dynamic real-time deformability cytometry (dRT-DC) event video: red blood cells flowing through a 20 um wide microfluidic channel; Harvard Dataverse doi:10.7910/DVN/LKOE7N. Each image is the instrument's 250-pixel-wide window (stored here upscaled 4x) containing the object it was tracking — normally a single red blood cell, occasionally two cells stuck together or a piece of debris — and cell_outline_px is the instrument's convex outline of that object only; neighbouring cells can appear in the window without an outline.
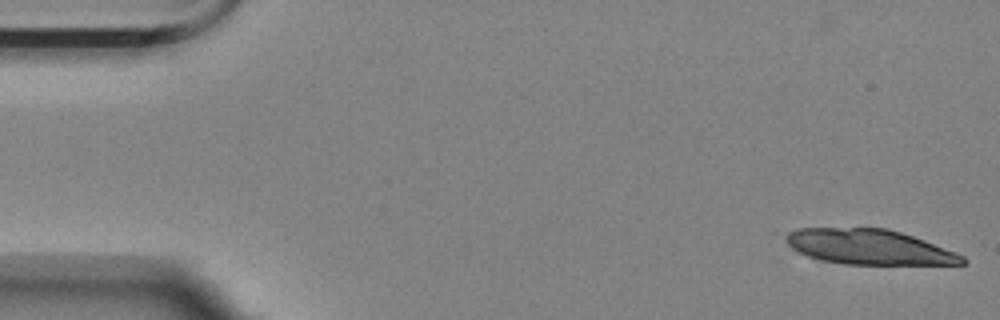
{"species": "Egyptian fruit bat (a non-hibernating species)", "species_latin": "Rousettus aegyptiacus", "temperature_condition": "room temperature", "stored_images_in_passage": 15, "camera_frame_rate_fps": 3000, "um_per_image_px": 0.085, "animal": {"sex": "female"}, "frame": {"image": 1, "passage_image": 1, "time_ms": 0.0, "image_size_px": [1000, 320], "cell_outline_px": [[968, 260], [964, 264], [844, 264], [820, 260], [808, 256], [792, 248], [772, 232], [796, 228], [888, 228], [924, 240], [956, 252], [964, 256]], "centroid_in_image_um": [73.71, 20.96], "position_along_channel_um": 11.3, "area_um2": 36.76}}